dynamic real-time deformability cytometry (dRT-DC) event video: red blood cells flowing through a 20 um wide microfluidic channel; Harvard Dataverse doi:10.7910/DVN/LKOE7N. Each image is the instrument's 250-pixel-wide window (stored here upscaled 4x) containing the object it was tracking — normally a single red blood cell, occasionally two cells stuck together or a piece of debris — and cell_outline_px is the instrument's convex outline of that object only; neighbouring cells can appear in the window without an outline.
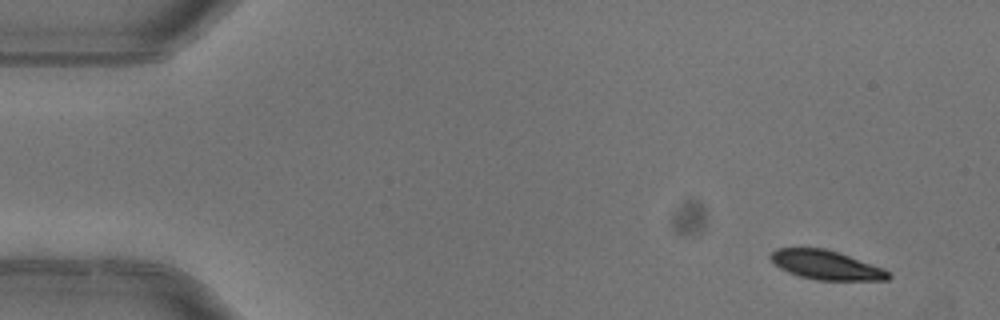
{"species": "common noctule bat (a hibernating species)", "species_latin": "Nyctalus noctula", "temperature_condition": "warm", "stored_images_in_passage": 3, "camera_frame_rate_fps": 3000, "um_per_image_px": 0.085, "animal": {"sex": "female"}, "frame": {"image": 1, "passage_image": 1, "time_ms": 0.0, "image_size_px": [1000, 320], "cell_outline_px": [[892, 276], [888, 280], [816, 280], [800, 276], [788, 272], [780, 268], [768, 256], [776, 248], [824, 248], [884, 268]], "centroid_in_image_um": [70.21, 22.53], "position_along_channel_um": 14.8, "area_um2": 19.77}}